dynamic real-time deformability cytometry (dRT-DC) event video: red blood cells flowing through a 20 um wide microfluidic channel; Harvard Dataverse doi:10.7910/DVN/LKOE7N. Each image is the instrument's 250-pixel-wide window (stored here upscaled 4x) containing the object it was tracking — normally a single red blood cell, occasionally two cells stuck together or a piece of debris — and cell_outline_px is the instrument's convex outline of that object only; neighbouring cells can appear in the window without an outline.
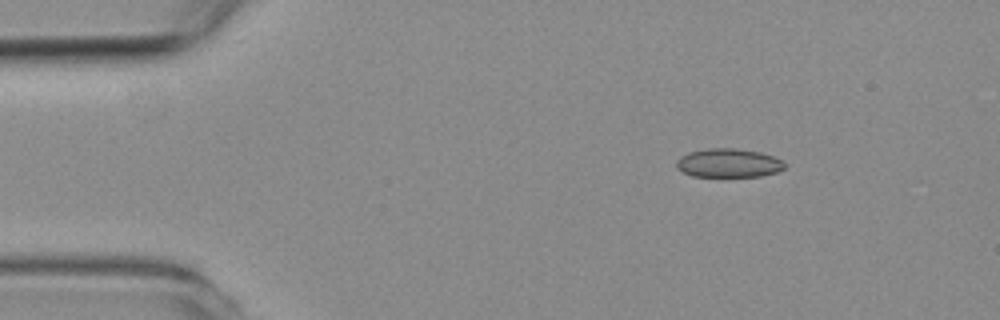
{"species": "common noctule bat (a hibernating species)", "species_latin": "Nyctalus noctula", "temperature_condition": "room temperature", "stored_images_in_passage": 9, "camera_frame_rate_fps": 3000, "um_per_image_px": 0.085, "animal": {"sex": "female", "body_mass_g": 19.3, "forearm_length_mm": 54.1}, "frame": {"image": 1, "passage_image": 1, "time_ms": 0.0, "image_size_px": [1000, 320], "cell_outline_px": [[784, 168], [776, 172], [760, 176], [692, 176], [676, 168], [676, 160], [680, 156], [688, 152], [708, 148], [732, 148], [760, 152], [772, 156], [780, 160], [784, 164]], "centroid_in_image_um": [61.87, 13.85], "position_along_channel_um": 23.1, "area_um2": 17.98}}